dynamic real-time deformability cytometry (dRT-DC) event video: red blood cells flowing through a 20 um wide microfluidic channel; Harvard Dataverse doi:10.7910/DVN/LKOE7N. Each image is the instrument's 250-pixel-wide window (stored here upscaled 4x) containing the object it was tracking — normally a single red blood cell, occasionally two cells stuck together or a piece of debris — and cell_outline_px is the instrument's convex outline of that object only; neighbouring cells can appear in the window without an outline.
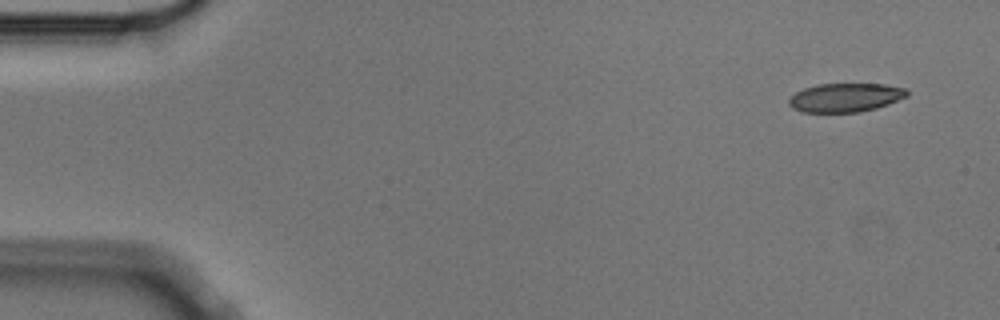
{"species": "Egyptian fruit bat (a non-hibernating species)", "species_latin": "Rousettus aegyptiacus", "temperature_condition": "cold", "stored_images_in_passage": 8, "camera_frame_rate_fps": 3000, "um_per_image_px": 0.085, "animal": {"sex": "male"}, "frame": {"image": 1, "passage_image": 1, "time_ms": 0.0, "image_size_px": [1000, 320], "cell_outline_px": [[908, 96], [888, 104], [876, 108], [860, 112], [800, 112], [792, 108], [788, 104], [788, 100], [796, 92], [804, 88], [816, 84], [884, 84], [904, 88], [908, 92]], "centroid_in_image_um": [71.84, 8.29], "position_along_channel_um": 13.2, "area_um2": 19.83}}
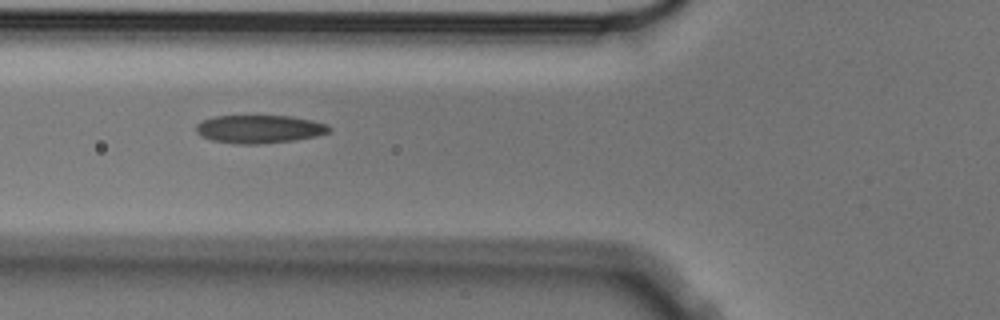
{"frame": {"image": 2, "passage_image": 5, "time_ms": 1.333, "image_size_px": [1000, 320], "cell_outline_px": [[332, 128], [328, 132], [316, 136], [292, 140], [260, 144], [236, 144], [212, 140], [200, 136], [196, 132], [196, 124], [204, 120], [216, 116], [292, 116], [312, 120], [328, 124]], "centroid_in_image_um": [22.04, 10.97], "position_along_channel_um": 103.8, "area_um2": 21.79}}
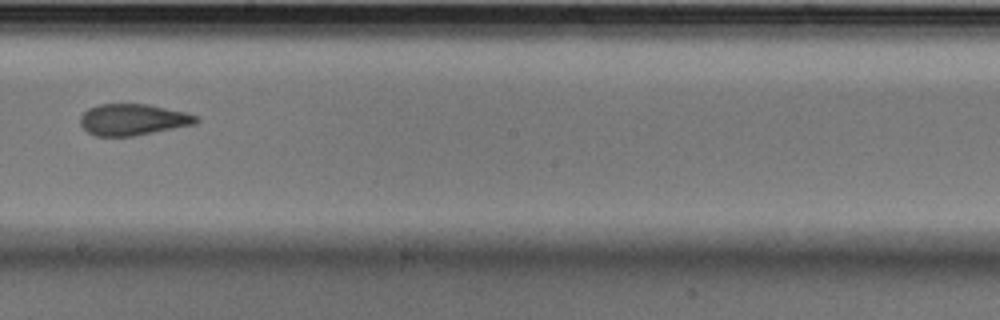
{"frame": {"image": 3, "passage_image": 8, "time_ms": 2.333, "image_size_px": [1000, 320], "cell_outline_px": [[200, 120], [196, 124], [136, 136], [96, 136], [88, 132], [80, 124], [80, 116], [88, 108], [100, 104], [148, 104], [188, 112], [196, 116]], "centroid_in_image_um": [11.33, 10.17], "position_along_channel_um": 236.9, "area_um2": 21.39}}